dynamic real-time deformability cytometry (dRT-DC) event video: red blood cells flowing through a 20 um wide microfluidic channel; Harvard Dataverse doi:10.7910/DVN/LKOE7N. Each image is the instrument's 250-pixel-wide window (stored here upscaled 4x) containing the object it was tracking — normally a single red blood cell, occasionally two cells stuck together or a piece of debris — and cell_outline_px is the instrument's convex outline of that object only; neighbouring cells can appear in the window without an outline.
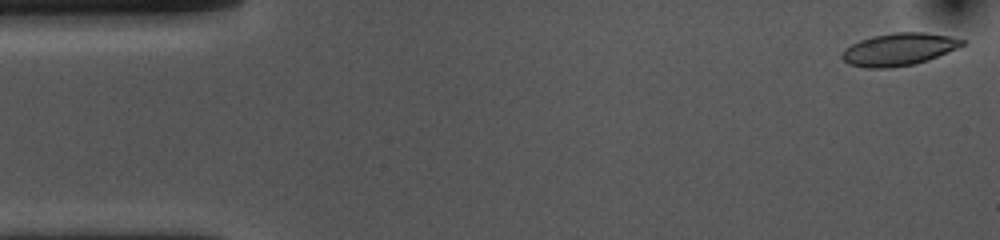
{"species": "common noctule bat (a hibernating species)", "species_latin": "Nyctalus noctula", "temperature_condition": "cold", "stored_images_in_passage": 53, "camera_frame_rate_fps": 3000, "um_per_image_px": 0.085, "animal": {"sex": "female", "body_mass_g": 10.0, "forearm_length_mm": 53.1}, "frame": {"image": 1, "passage_image": 1, "time_ms": 0.0, "image_size_px": [1000, 240], "cell_outline_px": [[964, 44], [956, 48], [928, 60], [912, 64], [888, 68], [864, 68], [848, 64], [840, 56], [852, 44], [860, 40], [872, 36], [892, 32], [924, 32], [948, 36], [964, 40]], "centroid_in_image_um": [76.37, 4.19], "position_along_channel_um": 8.6, "area_um2": 22.43}}
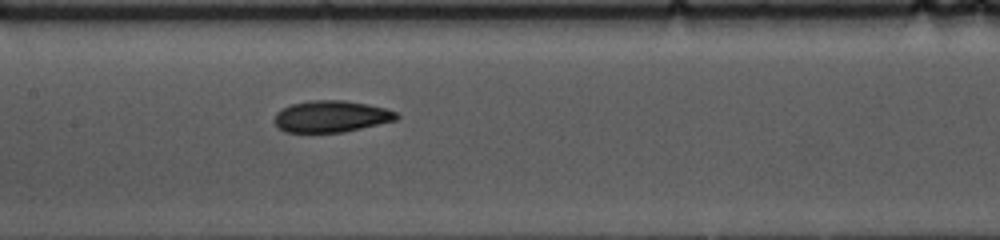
{"frame": {"image": 2, "passage_image": 24, "time_ms": 7.667, "image_size_px": [1000, 240], "cell_outline_px": [[400, 116], [396, 120], [344, 132], [284, 132], [276, 124], [276, 112], [280, 108], [292, 104], [312, 100], [344, 100], [368, 104], [384, 108], [396, 112]], "centroid_in_image_um": [28.16, 9.89], "position_along_channel_um": 179.2, "area_um2": 22.37}}
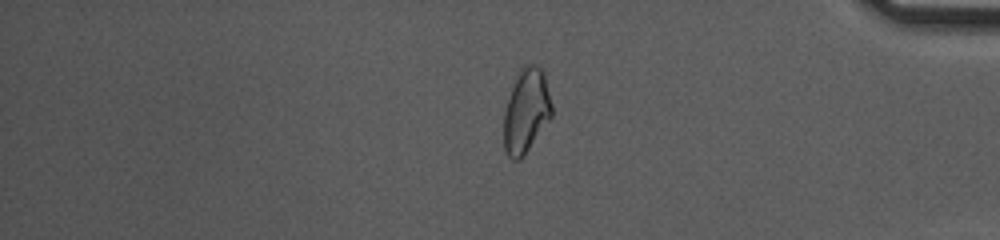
{"frame": {"image": 3, "passage_image": 44, "time_ms": 14.333, "image_size_px": [1000, 240], "cell_outline_px": [[552, 116], [524, 156], [520, 160], [512, 160], [508, 156], [504, 148], [504, 112], [516, 76], [520, 68], [524, 64], [532, 64], [540, 68], [544, 72], [552, 104]], "centroid_in_image_um": [44.73, 9.44], "position_along_channel_um": 390.5, "area_um2": 23.52}, "authors_computed_cell_mechanics": {"area_um2": 22.8888, "velocity_mm_per_s": 3.6219, "shape_relaxation_time_tau1_ms": 5.7795, "shape_relaxation_time_tau2_ms": 3.0779, "deformation_change_tau1": 0.1445, "deformation_change_tau2": 0.0889}}